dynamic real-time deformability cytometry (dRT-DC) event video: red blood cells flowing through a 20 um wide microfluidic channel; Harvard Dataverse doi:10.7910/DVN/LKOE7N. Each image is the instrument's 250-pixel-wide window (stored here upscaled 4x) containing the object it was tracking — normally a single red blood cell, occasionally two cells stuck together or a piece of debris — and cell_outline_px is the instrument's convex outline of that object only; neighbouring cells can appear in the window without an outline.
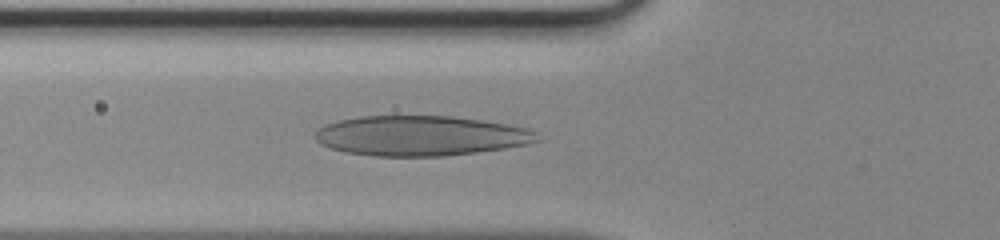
{"species": "human", "species_latin": "Homo sapiens", "temperature_condition": "room temperature", "stored_images_in_passage": 42, "camera_frame_rate_fps": 3000, "um_per_image_px": 0.085, "donor": {"sex": "male"}, "frame": {"image": 1, "passage_image": 12, "time_ms": 3.667, "image_size_px": [1000, 240], "cell_outline_px": [[540, 140], [528, 144], [504, 148], [476, 152], [444, 156], [376, 156], [348, 152], [332, 148], [320, 144], [316, 140], [316, 132], [324, 124], [340, 120], [360, 116], [452, 116], [508, 124], [528, 128], [536, 132]], "centroid_in_image_um": [35.78, 11.53], "position_along_channel_um": 90.0, "area_um2": 51.62}}
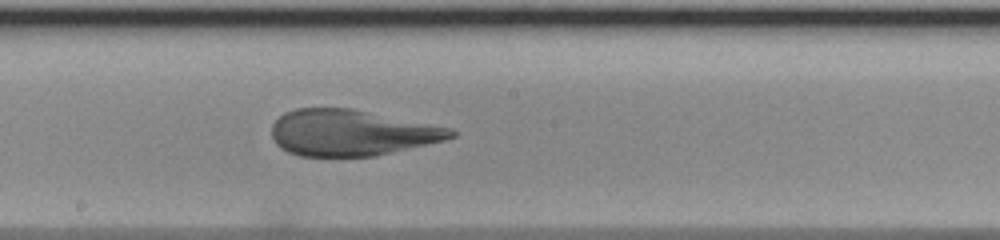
{"frame": {"image": 2, "passage_image": 21, "time_ms": 6.667, "image_size_px": [1000, 240], "cell_outline_px": [[456, 136], [444, 140], [372, 156], [300, 156], [288, 152], [280, 148], [276, 144], [272, 136], [272, 124], [284, 112], [296, 108], [352, 108], [452, 128], [456, 132]], "centroid_in_image_um": [29.83, 11.27], "position_along_channel_um": 218.4, "area_um2": 47.92}}
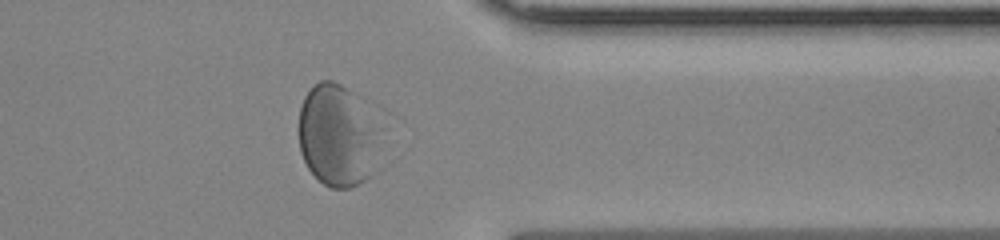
{"frame": {"image": 3, "passage_image": 33, "time_ms": 10.667, "image_size_px": [1000, 240], "cell_outline_px": [[380, 168], [376, 172], [364, 180], [348, 188], [332, 188], [324, 184], [308, 168], [300, 152], [300, 108], [304, 96], [320, 80], [332, 80], [340, 84], [348, 92], [372, 128]], "centroid_in_image_um": [28.58, 11.64], "position_along_channel_um": 382.8, "area_um2": 46.01}}